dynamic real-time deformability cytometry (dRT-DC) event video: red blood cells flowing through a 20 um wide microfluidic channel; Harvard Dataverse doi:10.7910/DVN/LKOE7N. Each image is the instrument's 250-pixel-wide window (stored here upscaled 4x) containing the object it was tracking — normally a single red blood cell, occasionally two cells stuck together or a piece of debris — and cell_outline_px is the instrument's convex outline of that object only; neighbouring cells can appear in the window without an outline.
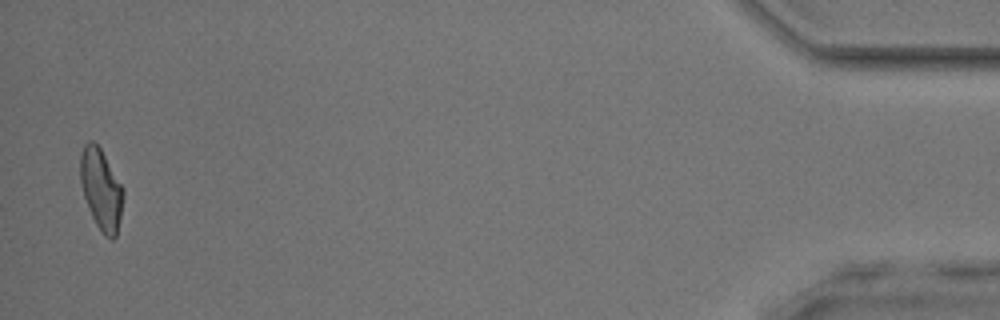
{"species": "common noctule bat (a hibernating species)", "species_latin": "Nyctalus noctula", "temperature_condition": "room temperature", "stored_images_in_passage": 40, "camera_frame_rate_fps": 3000, "um_per_image_px": 0.085, "animal": {"sex": "male", "body_mass_g": 17.9, "forearm_length_mm": 54.2}, "frame": {"image": 1, "passage_image": 40, "time_ms": 13.0, "image_size_px": [1000, 320], "cell_outline_px": [[124, 196], [116, 236], [112, 240], [104, 236], [96, 224], [92, 216], [84, 196], [80, 180], [80, 156], [84, 144], [88, 140], [92, 140], [100, 148], [124, 188]], "centroid_in_image_um": [8.6, 16.08], "position_along_channel_um": 426.6, "area_um2": 20.17}}